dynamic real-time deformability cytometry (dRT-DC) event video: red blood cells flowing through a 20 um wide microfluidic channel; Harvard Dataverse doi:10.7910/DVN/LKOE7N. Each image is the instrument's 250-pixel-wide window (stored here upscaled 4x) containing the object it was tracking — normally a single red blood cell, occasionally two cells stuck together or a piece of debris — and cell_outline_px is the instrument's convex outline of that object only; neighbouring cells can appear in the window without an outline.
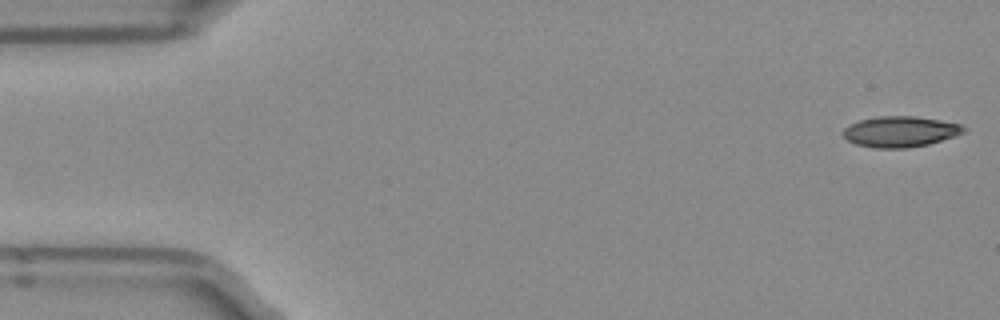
{"species": "Egyptian fruit bat (a non-hibernating species)", "species_latin": "Rousettus aegyptiacus", "temperature_condition": "room temperature", "stored_images_in_passage": 51, "segment_of_instrument_passage": [1, 2], "camera_frame_rate_fps": 3000, "um_per_image_px": 0.085, "frame": {"image": 1, "passage_image": 1, "time_ms": 0.0, "image_size_px": [1000, 320], "cell_outline_px": [[968, 128], [964, 132], [956, 136], [928, 144], [908, 148], [872, 148], [856, 144], [848, 140], [844, 136], [844, 128], [860, 120], [880, 116], [912, 116], [940, 120], [960, 124]], "centroid_in_image_um": [76.55, 11.19], "position_along_channel_um": 8.4, "area_um2": 21.5}}
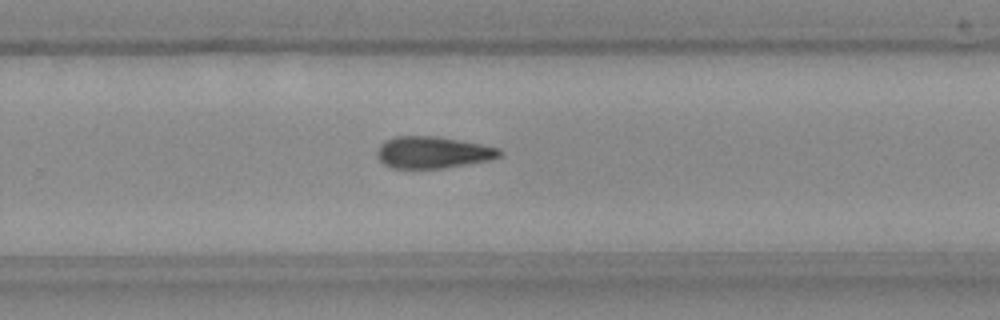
{"frame": {"image": 2, "passage_image": 32, "time_ms": 10.333, "image_size_px": [1000, 320], "cell_outline_px": [[504, 152], [500, 156], [492, 160], [440, 168], [392, 168], [384, 164], [376, 156], [376, 152], [380, 144], [384, 140], [396, 136], [436, 136], [480, 144], [500, 148]], "centroid_in_image_um": [36.78, 12.95], "position_along_channel_um": 293.0, "area_um2": 22.72}}
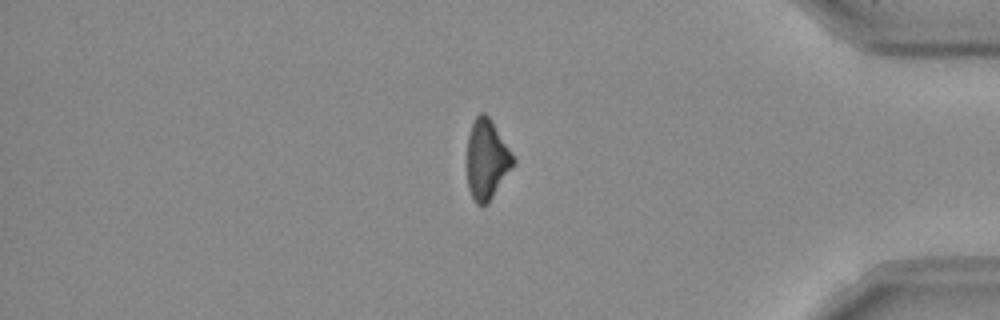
{"frame": {"image": 3, "passage_image": 42, "time_ms": 13.667, "image_size_px": [1000, 320], "cell_outline_px": [[516, 160], [512, 168], [488, 204], [480, 208], [476, 204], [468, 188], [468, 136], [472, 124], [476, 116], [480, 112], [484, 112], [492, 120]], "centroid_in_image_um": [41.38, 13.58], "position_along_channel_um": 393.8, "area_um2": 21.44}}